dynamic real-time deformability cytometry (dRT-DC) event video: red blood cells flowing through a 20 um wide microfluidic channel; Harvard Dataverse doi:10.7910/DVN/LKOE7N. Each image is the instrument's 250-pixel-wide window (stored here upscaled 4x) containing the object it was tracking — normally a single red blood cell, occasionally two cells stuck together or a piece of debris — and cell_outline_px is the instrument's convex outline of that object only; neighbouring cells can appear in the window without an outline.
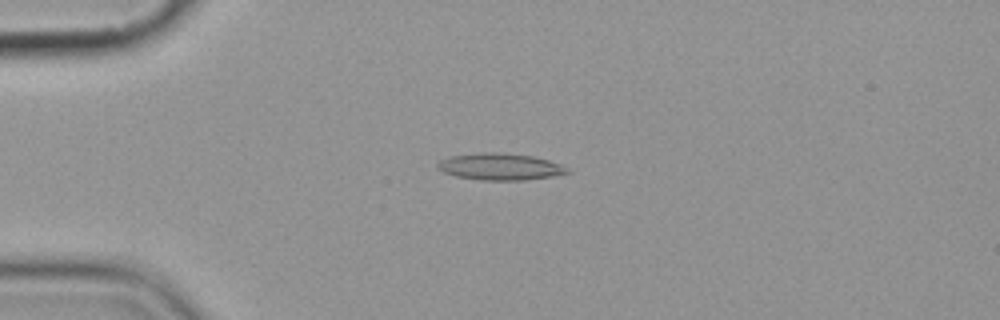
{"species": "common noctule bat (a hibernating species)", "species_latin": "Nyctalus noctula", "temperature_condition": "cold", "stored_images_in_passage": 4, "camera_frame_rate_fps": 3000, "um_per_image_px": 0.085, "animal": {"sex": "female", "body_mass_g": 19.9}, "frame": {"image": 1, "passage_image": 4, "time_ms": 3.333, "image_size_px": [1000, 320], "cell_outline_px": [[572, 172], [552, 176], [524, 180], [484, 180], [456, 176], [444, 172], [436, 168], [436, 164], [440, 160], [452, 156], [484, 152], [500, 152], [532, 156], [548, 160], [560, 164]], "centroid_in_image_um": [42.5, 14.16], "position_along_channel_um": 42.5, "area_um2": 20.06}}